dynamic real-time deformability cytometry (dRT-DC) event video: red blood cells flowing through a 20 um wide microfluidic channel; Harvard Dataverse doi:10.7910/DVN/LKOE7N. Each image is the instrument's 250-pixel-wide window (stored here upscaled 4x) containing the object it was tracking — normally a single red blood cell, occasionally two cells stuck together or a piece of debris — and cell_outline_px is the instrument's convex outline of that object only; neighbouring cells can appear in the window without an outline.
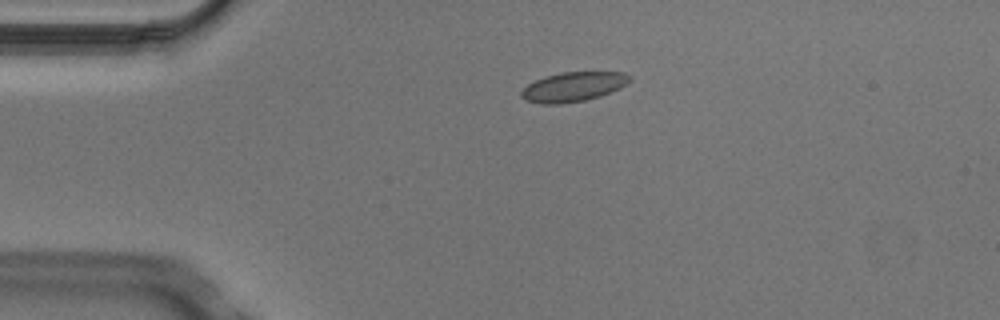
{"species": "Egyptian fruit bat (a non-hibernating species)", "species_latin": "Rousettus aegyptiacus", "temperature_condition": "cold", "stored_images_in_passage": 5, "camera_frame_rate_fps": 3000, "um_per_image_px": 0.085, "animal": {"sex": "male"}, "frame": {"image": 1, "passage_image": 4, "time_ms": 1.0, "image_size_px": [1000, 320], "cell_outline_px": [[632, 80], [620, 88], [600, 96], [584, 100], [560, 104], [540, 104], [524, 100], [520, 96], [520, 92], [528, 84], [536, 80], [560, 72], [624, 72], [632, 76]], "centroid_in_image_um": [48.73, 7.38], "position_along_channel_um": 36.3, "area_um2": 18.67}}